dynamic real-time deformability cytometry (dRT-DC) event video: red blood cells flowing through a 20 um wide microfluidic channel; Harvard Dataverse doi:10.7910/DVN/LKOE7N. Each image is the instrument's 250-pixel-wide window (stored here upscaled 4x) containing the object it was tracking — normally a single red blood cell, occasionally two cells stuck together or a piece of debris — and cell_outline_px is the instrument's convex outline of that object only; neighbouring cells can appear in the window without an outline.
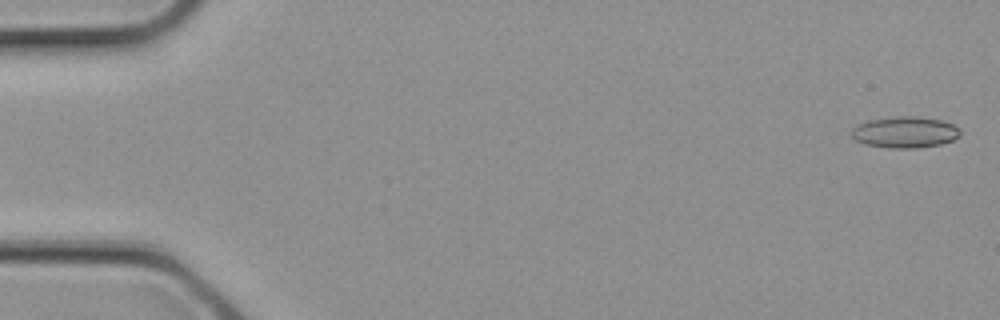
{"species": "common noctule bat (a hibernating species)", "species_latin": "Nyctalus noctula", "temperature_condition": "cold", "stored_images_in_passage": 4, "camera_frame_rate_fps": 3000, "um_per_image_px": 0.085, "animal": {"sex": "female", "body_mass_g": 21.9}, "frame": {"image": 1, "passage_image": 4, "time_ms": 1.0, "image_size_px": [1000, 320], "cell_outline_px": [[960, 136], [952, 140], [940, 144], [916, 148], [888, 148], [864, 144], [852, 140], [852, 128], [868, 120], [892, 116], [920, 116], [940, 120], [952, 124], [960, 128]], "centroid_in_image_um": [76.9, 11.23], "position_along_channel_um": 8.1, "area_um2": 20.0}}